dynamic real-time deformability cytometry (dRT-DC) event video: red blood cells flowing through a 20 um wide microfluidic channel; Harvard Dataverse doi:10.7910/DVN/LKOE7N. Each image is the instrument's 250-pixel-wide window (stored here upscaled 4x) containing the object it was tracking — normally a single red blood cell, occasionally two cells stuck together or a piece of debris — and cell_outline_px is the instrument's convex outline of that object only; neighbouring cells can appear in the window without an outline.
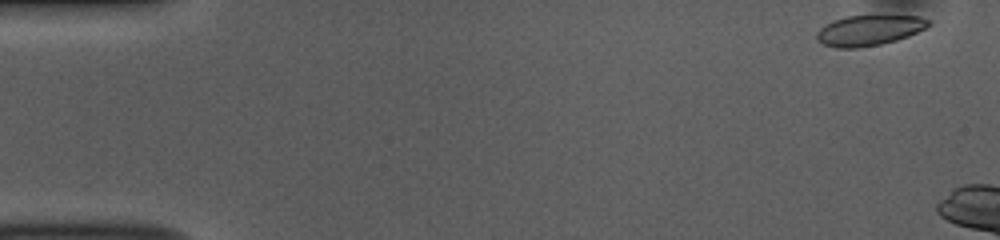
{"species": "common noctule bat (a hibernating species)", "species_latin": "Nyctalus noctula", "temperature_condition": "room temperature", "stored_images_in_passage": 6, "camera_frame_rate_fps": 3000, "um_per_image_px": 0.085, "animal": {"sex": "female", "body_mass_g": 10.0, "forearm_length_mm": 53.1}, "frame": {"image": 1, "passage_image": 1, "time_ms": 0.0, "image_size_px": [1000, 240], "cell_outline_px": [[932, 24], [908, 36], [896, 40], [880, 44], [856, 48], [836, 48], [824, 44], [816, 40], [816, 32], [820, 28], [832, 20], [844, 16], [920, 16], [932, 20]], "centroid_in_image_um": [73.86, 2.57], "position_along_channel_um": 11.1, "area_um2": 19.83}}